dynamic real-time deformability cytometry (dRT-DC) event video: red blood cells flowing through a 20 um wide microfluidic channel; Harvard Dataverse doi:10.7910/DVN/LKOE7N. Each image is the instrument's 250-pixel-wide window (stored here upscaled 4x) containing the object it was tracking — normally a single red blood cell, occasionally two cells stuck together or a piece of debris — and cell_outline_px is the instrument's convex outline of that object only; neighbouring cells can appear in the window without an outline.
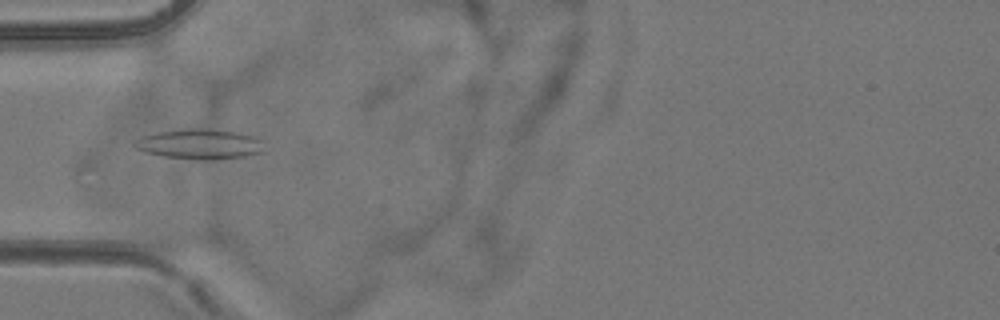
{"species": "common noctule bat (a hibernating species)", "species_latin": "Nyctalus noctula", "temperature_condition": "room temperature", "stored_images_in_passage": 6, "camera_frame_rate_fps": 3000, "um_per_image_px": 0.085, "animal": {"sex": "female", "body_mass_g": 24.6, "forearm_length_mm": 56.2}, "frame": {"image": 1, "passage_image": 6, "time_ms": 5.667, "image_size_px": [1000, 320], "cell_outline_px": [[264, 152], [244, 156], [204, 160], [196, 160], [164, 156], [144, 152], [136, 148], [132, 144], [140, 136], [156, 132], [184, 128], [208, 128], [240, 132], [256, 136], [260, 140]], "centroid_in_image_um": [16.95, 12.23], "position_along_channel_um": 68.1, "area_um2": 23.0}}